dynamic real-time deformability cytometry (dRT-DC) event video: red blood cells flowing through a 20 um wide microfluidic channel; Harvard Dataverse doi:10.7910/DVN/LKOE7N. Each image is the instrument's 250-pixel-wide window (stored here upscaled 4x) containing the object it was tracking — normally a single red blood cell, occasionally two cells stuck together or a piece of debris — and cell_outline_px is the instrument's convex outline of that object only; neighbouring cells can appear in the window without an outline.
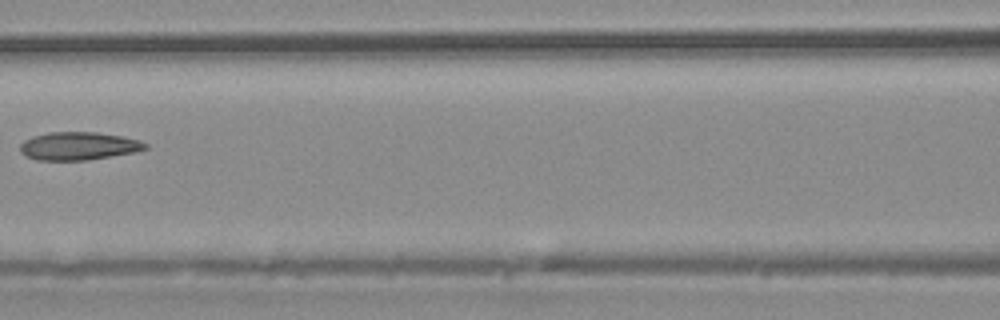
{"species": "common noctule bat (a hibernating species)", "species_latin": "Nyctalus noctula", "temperature_condition": "warm", "stored_images_in_passage": 6, "camera_frame_rate_fps": 3000, "um_per_image_px": 0.085, "animal": {"sex": "male", "body_mass_g": 20.4}, "frame": {"image": 1, "passage_image": 6, "time_ms": 5.667, "image_size_px": [1000, 320], "cell_outline_px": [[148, 148], [136, 152], [88, 160], [36, 160], [24, 156], [20, 152], [20, 144], [24, 140], [32, 136], [48, 132], [96, 132], [120, 136], [140, 140], [148, 144]], "centroid_in_image_um": [6.66, 12.41], "position_along_channel_um": 159.9, "area_um2": 20.63}}